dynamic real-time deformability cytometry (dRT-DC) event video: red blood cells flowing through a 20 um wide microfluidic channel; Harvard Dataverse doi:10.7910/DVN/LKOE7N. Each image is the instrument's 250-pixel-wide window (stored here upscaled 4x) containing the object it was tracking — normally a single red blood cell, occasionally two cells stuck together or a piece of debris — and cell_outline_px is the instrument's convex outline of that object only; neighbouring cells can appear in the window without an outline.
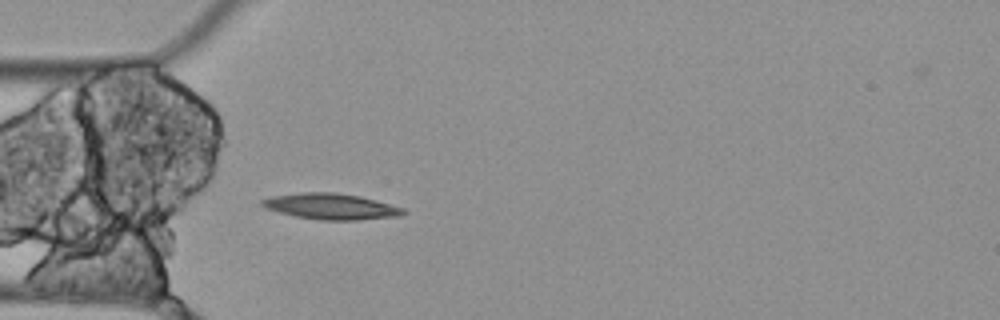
{"species": "Egyptian fruit bat (a non-hibernating species)", "species_latin": "Rousettus aegyptiacus", "temperature_condition": "cold", "stored_images_in_passage": 1, "camera_frame_rate_fps": 3000, "um_per_image_px": 0.085, "animal": {"sex": "female"}, "frame": {"image": 1, "passage_image": 1, "time_ms": 0.0, "image_size_px": [1000, 320], "cell_outline_px": [[408, 212], [400, 216], [356, 220], [324, 220], [296, 216], [264, 208], [260, 204], [260, 200], [272, 196], [300, 192], [332, 192], [360, 196], [376, 200], [404, 208]], "centroid_in_image_um": [28.14, 17.54], "position_along_channel_um": 56.9, "area_um2": 21.33}}